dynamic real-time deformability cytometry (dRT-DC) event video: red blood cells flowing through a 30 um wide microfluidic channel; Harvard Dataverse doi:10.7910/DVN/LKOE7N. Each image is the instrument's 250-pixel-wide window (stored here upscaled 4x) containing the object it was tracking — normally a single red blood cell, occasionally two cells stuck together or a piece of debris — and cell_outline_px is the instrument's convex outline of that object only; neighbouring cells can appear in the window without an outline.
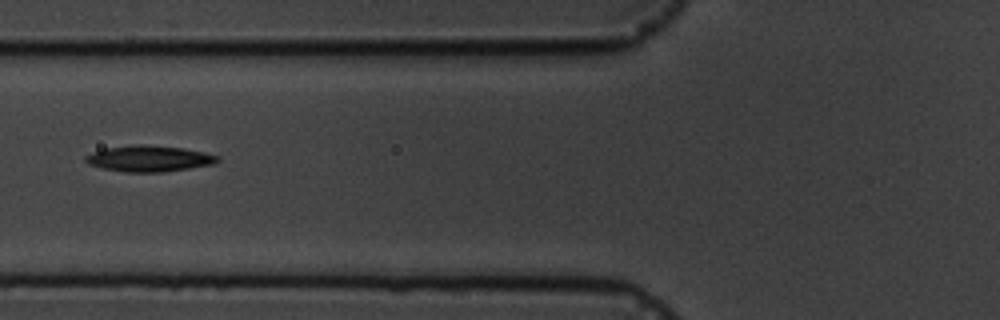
{"species": "common noctule bat (a hibernating species)", "species_latin": "Nyctalus noctula", "temperature_condition": "cold", "stored_images_in_passage": 5, "camera_frame_rate_fps": 3000, "um_per_image_px": 0.085, "animal": {"sex": "male", "body_mass_g": 19.5, "forearm_length_mm": 54.6}, "frame": {"image": 1, "passage_image": 5, "time_ms": 4.333, "image_size_px": [1000, 320], "cell_outline_px": [[220, 160], [212, 164], [164, 172], [124, 172], [104, 168], [88, 164], [84, 160], [84, 156], [92, 152], [104, 148], [140, 144], [180, 148], [220, 156]], "centroid_in_image_um": [12.62, 13.48], "position_along_channel_um": 113.2, "area_um2": 19.77}}